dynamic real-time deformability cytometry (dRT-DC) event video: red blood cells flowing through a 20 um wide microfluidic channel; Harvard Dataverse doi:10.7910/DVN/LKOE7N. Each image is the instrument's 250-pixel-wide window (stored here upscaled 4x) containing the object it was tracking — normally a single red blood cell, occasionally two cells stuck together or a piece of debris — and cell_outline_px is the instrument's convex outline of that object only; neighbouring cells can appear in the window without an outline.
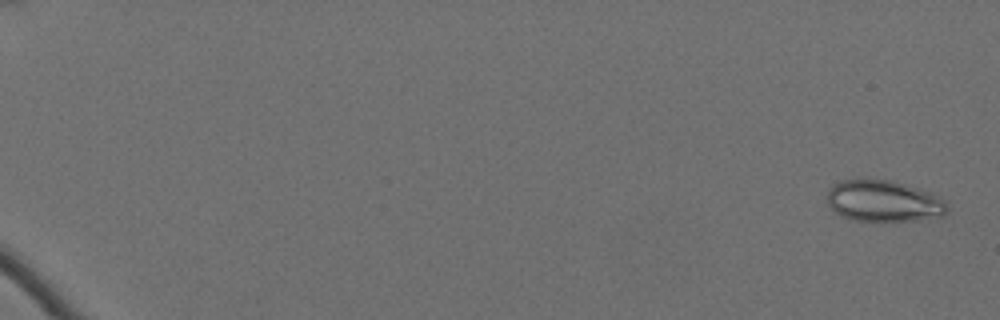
{"species": "Egyptian fruit bat (a non-hibernating species)", "species_latin": "Rousettus aegyptiacus", "temperature_condition": "cold", "stored_images_in_passage": 44, "camera_frame_rate_fps": 3000, "um_per_image_px": 0.085, "animal": {"sex": "female"}, "frame": {"image": 1, "passage_image": 3, "time_ms": 0.667, "image_size_px": [1000, 320], "cell_outline_px": [[948, 212], [944, 216], [916, 220], [852, 220], [840, 216], [828, 204], [828, 188], [832, 184], [840, 180], [864, 176], [892, 180], [940, 196], [944, 200], [948, 208]], "centroid_in_image_um": [75.07, 17.04], "position_along_channel_um": 9.9, "area_um2": 29.54}}
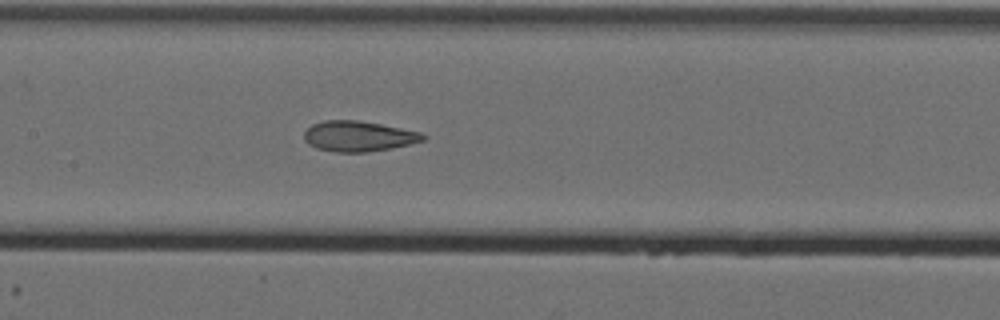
{"frame": {"image": 2, "passage_image": 35, "time_ms": 11.333, "image_size_px": [1000, 320], "cell_outline_px": [[428, 136], [424, 140], [412, 144], [392, 148], [368, 152], [336, 152], [316, 148], [308, 144], [304, 140], [304, 132], [312, 124], [324, 120], [360, 120], [420, 132]], "centroid_in_image_um": [30.47, 11.58], "position_along_channel_um": 176.9, "area_um2": 21.21}}
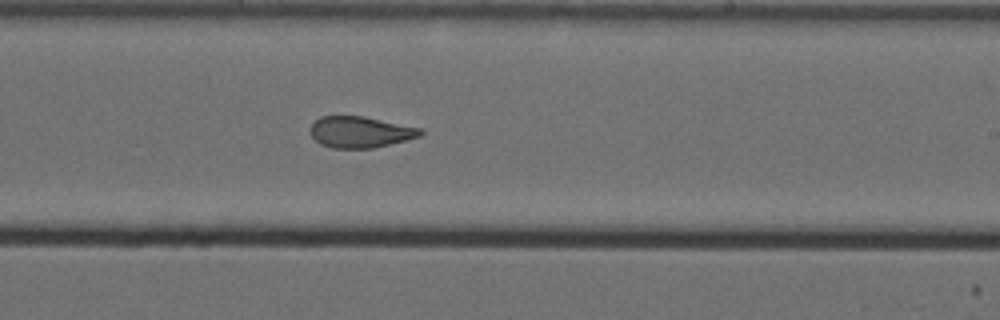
{"frame": {"image": 3, "passage_image": 42, "time_ms": 13.667, "image_size_px": [1000, 320], "cell_outline_px": [[424, 132], [420, 136], [372, 148], [332, 148], [320, 144], [308, 132], [312, 124], [320, 116], [364, 116], [424, 128]], "centroid_in_image_um": [30.62, 11.21], "position_along_channel_um": 258.4, "area_um2": 20.11}}